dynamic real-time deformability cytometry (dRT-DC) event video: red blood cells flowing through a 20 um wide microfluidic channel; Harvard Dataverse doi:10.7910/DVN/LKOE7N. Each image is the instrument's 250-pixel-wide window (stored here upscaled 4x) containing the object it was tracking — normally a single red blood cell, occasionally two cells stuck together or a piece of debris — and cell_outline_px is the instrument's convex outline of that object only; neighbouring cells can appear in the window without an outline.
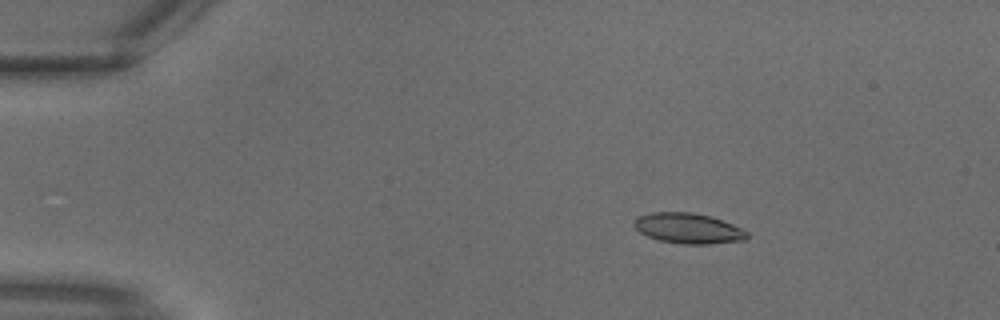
{"species": "common noctule bat (a hibernating species)", "species_latin": "Nyctalus noctula", "temperature_condition": "warm", "stored_images_in_passage": 15, "camera_frame_rate_fps": 3000, "um_per_image_px": 0.085, "animal": {"sex": "male", "body_mass_g": 18.8}, "frame": {"image": 1, "passage_image": 5, "time_ms": 1.333, "image_size_px": [1000, 320], "cell_outline_px": [[748, 236], [744, 240], [708, 244], [684, 244], [660, 240], [648, 236], [640, 232], [632, 224], [632, 220], [636, 216], [652, 212], [692, 212], [708, 216], [732, 224], [748, 232]], "centroid_in_image_um": [58.45, 19.4], "position_along_channel_um": 26.6, "area_um2": 19.88}}
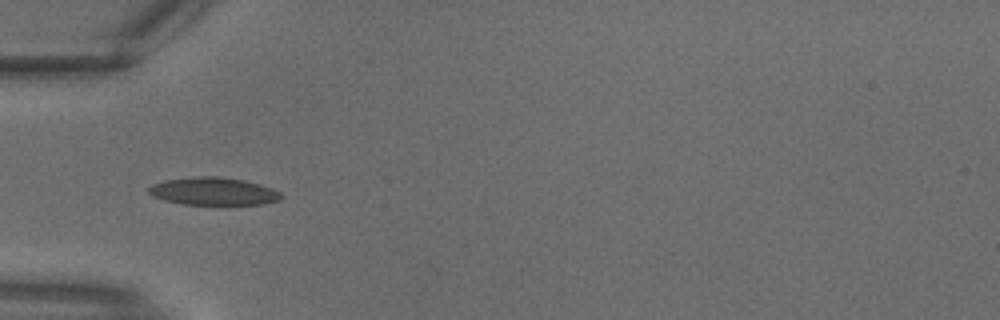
{"frame": {"image": 2, "passage_image": 10, "time_ms": 3.0, "image_size_px": [1000, 320], "cell_outline_px": [[284, 196], [280, 200], [264, 204], [228, 208], [220, 208], [180, 204], [164, 200], [152, 196], [148, 192], [148, 188], [152, 184], [164, 180], [196, 176], [216, 176], [244, 180], [260, 184], [272, 188], [280, 192]], "centroid_in_image_um": [18.19, 16.33], "position_along_channel_um": 66.8, "area_um2": 22.83}}
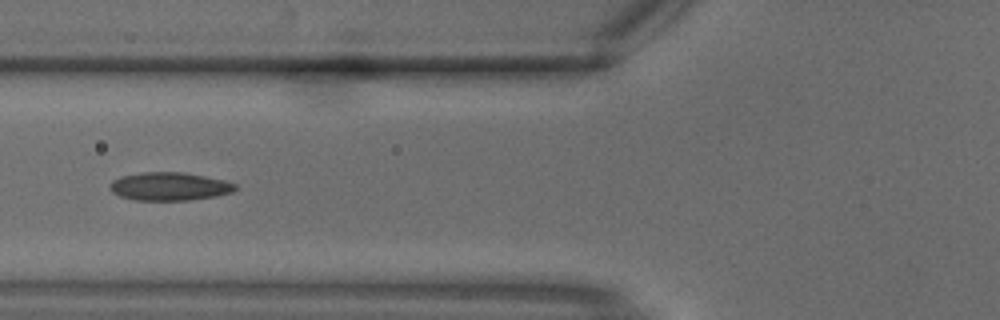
{"frame": {"image": 3, "passage_image": 12, "time_ms": 3.667, "image_size_px": [1000, 320], "cell_outline_px": [[236, 188], [232, 192], [216, 196], [188, 200], [132, 200], [120, 196], [112, 192], [108, 188], [112, 180], [120, 176], [144, 172], [184, 172], [224, 180], [236, 184]], "centroid_in_image_um": [14.37, 15.84], "position_along_channel_um": 111.4, "area_um2": 20.63}}